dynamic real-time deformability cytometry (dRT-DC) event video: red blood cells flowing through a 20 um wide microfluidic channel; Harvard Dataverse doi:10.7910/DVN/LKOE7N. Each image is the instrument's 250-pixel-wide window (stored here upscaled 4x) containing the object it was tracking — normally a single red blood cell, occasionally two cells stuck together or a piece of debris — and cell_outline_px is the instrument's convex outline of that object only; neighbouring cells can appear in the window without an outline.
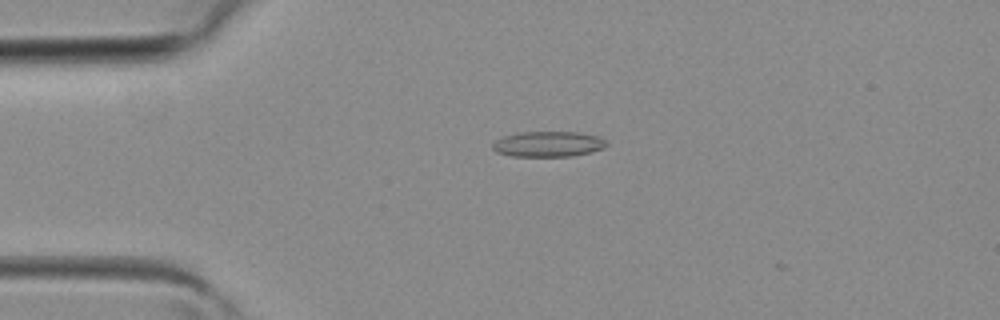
{"species": "common noctule bat (a hibernating species)", "species_latin": "Nyctalus noctula", "temperature_condition": "room temperature", "stored_images_in_passage": 2, "camera_frame_rate_fps": 3000, "um_per_image_px": 0.085, "animal": {"sex": "female", "body_mass_g": 19.3, "forearm_length_mm": 54.1}, "frame": {"image": 1, "passage_image": 2, "time_ms": 0.333, "image_size_px": [1000, 320], "cell_outline_px": [[608, 144], [604, 148], [592, 152], [572, 156], [512, 156], [496, 152], [492, 148], [492, 144], [496, 140], [504, 136], [516, 132], [580, 132], [596, 136], [604, 140]], "centroid_in_image_um": [46.59, 12.24], "position_along_channel_um": 38.4, "area_um2": 16.94}}